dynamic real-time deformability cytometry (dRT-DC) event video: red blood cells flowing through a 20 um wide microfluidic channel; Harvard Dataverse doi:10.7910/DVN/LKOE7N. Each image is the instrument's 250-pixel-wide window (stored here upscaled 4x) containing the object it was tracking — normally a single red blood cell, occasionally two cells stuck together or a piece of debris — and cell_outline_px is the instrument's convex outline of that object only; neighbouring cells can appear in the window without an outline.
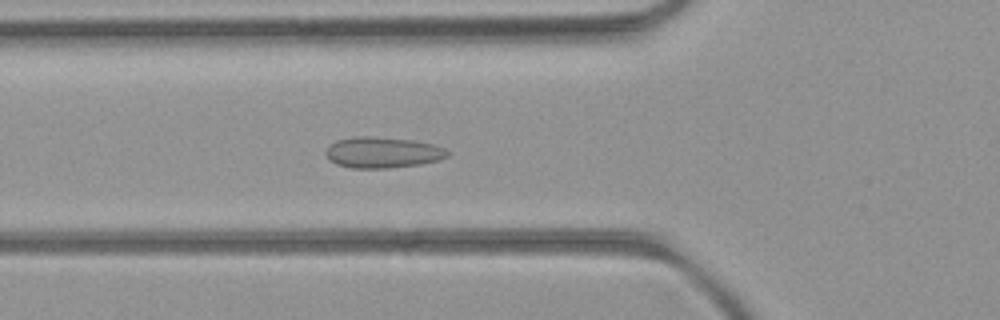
{"species": "common noctule bat (a hibernating species)", "species_latin": "Nyctalus noctula", "temperature_condition": "room temperature", "stored_images_in_passage": 52, "camera_frame_rate_fps": 3000, "um_per_image_px": 0.085, "animal": {"sex": "female", "body_mass_g": 21.9}, "frame": {"image": 1, "passage_image": 18, "time_ms": 5.667, "image_size_px": [1000, 320], "cell_outline_px": [[448, 156], [436, 160], [420, 164], [388, 168], [352, 168], [336, 164], [328, 160], [324, 152], [336, 140], [356, 136], [368, 136], [412, 140], [432, 144], [444, 148], [448, 152]], "centroid_in_image_um": [32.47, 12.96], "position_along_channel_um": 93.3, "area_um2": 21.79}}
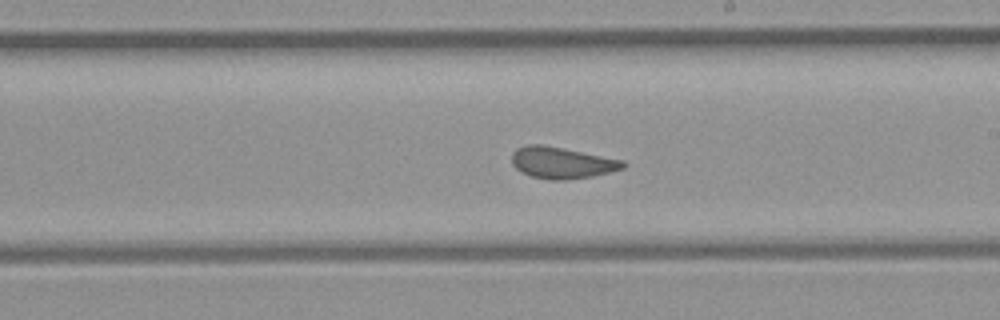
{"frame": {"image": 2, "passage_image": 29, "time_ms": 9.333, "image_size_px": [1000, 320], "cell_outline_px": [[628, 164], [624, 168], [592, 176], [568, 180], [552, 180], [532, 176], [516, 168], [512, 164], [512, 152], [516, 148], [528, 144], [540, 144], [624, 160]], "centroid_in_image_um": [47.76, 13.83], "position_along_channel_um": 241.2, "area_um2": 20.23}}
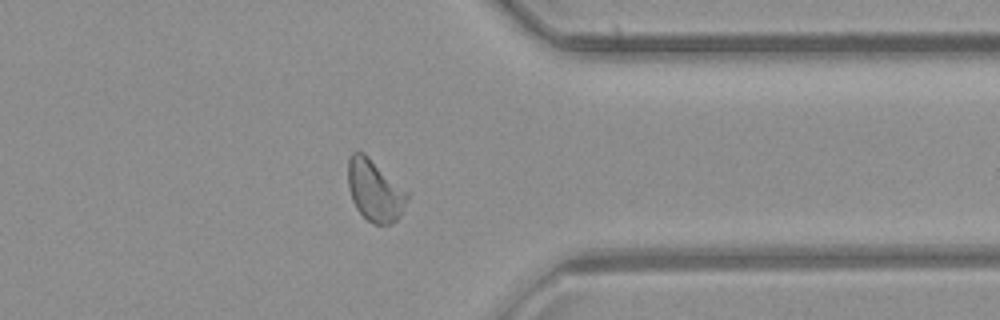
{"frame": {"image": 3, "passage_image": 40, "time_ms": 13.0, "image_size_px": [1000, 320], "cell_outline_px": [[408, 200], [400, 216], [396, 220], [388, 224], [372, 224], [356, 208], [352, 200], [348, 188], [348, 160], [352, 152], [364, 152], [408, 192]], "centroid_in_image_um": [31.85, 16.19], "position_along_channel_um": 379.6, "area_um2": 21.15}, "authors_computed_cell_mechanics": {"area_um2": 21.0681, "velocity_mm_per_s": 4.0193, "shape_relaxation_time_tau1_ms": null, "shape_relaxation_time_tau2_ms": 1.2044, "deformation_change_tau1": null, "deformation_change_tau2": 0.072}}